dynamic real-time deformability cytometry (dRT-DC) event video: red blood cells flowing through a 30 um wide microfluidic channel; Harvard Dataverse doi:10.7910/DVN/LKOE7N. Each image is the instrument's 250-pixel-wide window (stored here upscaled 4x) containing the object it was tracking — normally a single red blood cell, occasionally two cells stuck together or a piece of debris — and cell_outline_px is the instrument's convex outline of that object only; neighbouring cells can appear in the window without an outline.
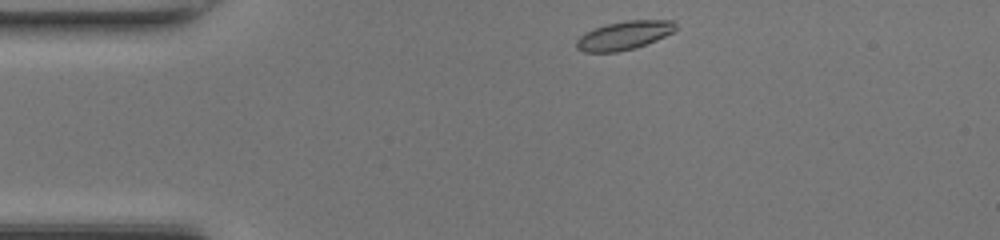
{"species": "common noctule bat (a hibernating species)", "species_latin": "Nyctalus noctula", "temperature_condition": "room temperature", "stored_images_in_passage": 40, "camera_frame_rate_fps": 3000, "um_per_image_px": 0.085, "animal": {"sex": "female", "body_mass_g": 17.0, "forearm_length_mm": 48.0}, "frame": {"image": 1, "passage_image": 1, "time_ms": 0.0, "image_size_px": [1000, 240], "cell_outline_px": [[676, 28], [672, 32], [656, 40], [636, 48], [616, 52], [584, 52], [576, 48], [576, 40], [584, 32], [608, 24], [628, 20], [676, 20]], "centroid_in_image_um": [53.04, 3.01], "position_along_channel_um": 32.0, "area_um2": 16.47}}
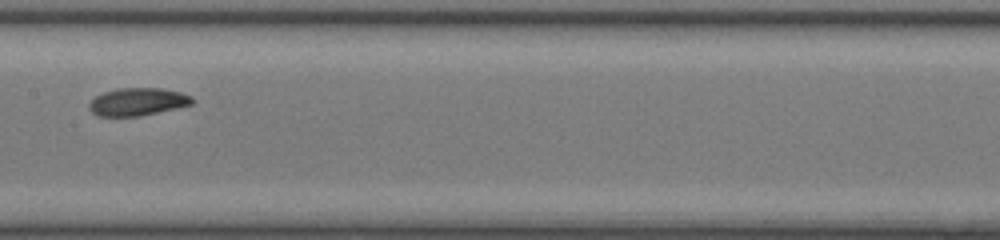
{"frame": {"image": 2, "passage_image": 16, "time_ms": 5.0, "image_size_px": [1000, 240], "cell_outline_px": [[196, 100], [192, 104], [176, 108], [140, 116], [100, 116], [92, 112], [88, 108], [88, 104], [96, 96], [104, 92], [120, 88], [160, 88], [180, 92], [192, 96]], "centroid_in_image_um": [11.72, 8.65], "position_along_channel_um": 195.7, "area_um2": 16.59}}
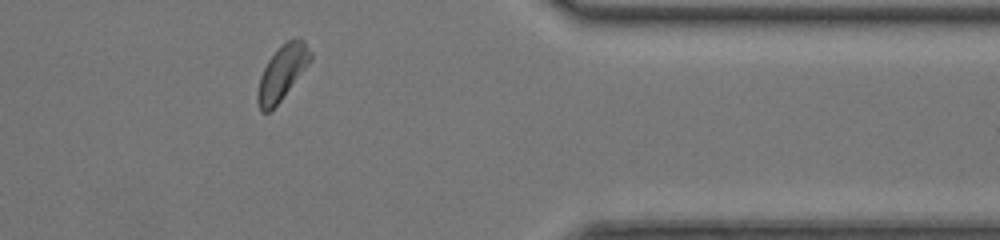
{"frame": {"image": 3, "passage_image": 31, "time_ms": 10.0, "image_size_px": [1000, 240], "cell_outline_px": [[312, 60], [280, 100], [268, 112], [260, 112], [256, 100], [256, 96], [260, 76], [268, 60], [288, 40], [300, 36], [304, 40], [312, 52]], "centroid_in_image_um": [23.99, 6.16], "position_along_channel_um": 387.4, "area_um2": 16.53}, "authors_computed_cell_mechanics": {"area_um2": 16.473, "velocity_mm_per_s": 4.254, "shape_relaxation_time_tau1_ms": 2.2634, "shape_relaxation_time_tau2_ms": null, "deformation_change_tau1": 0.0748, "deformation_change_tau2": null}}